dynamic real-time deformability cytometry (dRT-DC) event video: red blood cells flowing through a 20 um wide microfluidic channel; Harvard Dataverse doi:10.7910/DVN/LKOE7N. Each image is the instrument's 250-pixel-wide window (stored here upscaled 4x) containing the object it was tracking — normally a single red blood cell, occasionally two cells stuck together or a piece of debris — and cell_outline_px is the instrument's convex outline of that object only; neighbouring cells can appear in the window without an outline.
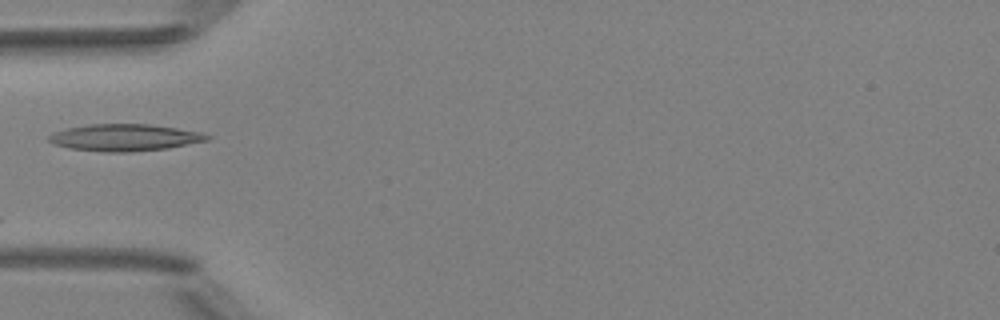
{"species": "Egyptian fruit bat (a non-hibernating species)", "species_latin": "Rousettus aegyptiacus", "temperature_condition": "room temperature", "stored_images_in_passage": 5, "camera_frame_rate_fps": 3000, "um_per_image_px": 0.085, "animal": {"sex": "female"}, "frame": {"image": 1, "passage_image": 5, "time_ms": 5.333, "image_size_px": [1000, 320], "cell_outline_px": [[212, 136], [208, 140], [168, 148], [132, 152], [104, 152], [68, 148], [52, 144], [48, 140], [48, 136], [56, 132], [68, 128], [88, 124], [152, 124], [200, 132]], "centroid_in_image_um": [10.59, 11.69], "position_along_channel_um": 74.4, "area_um2": 24.8}}